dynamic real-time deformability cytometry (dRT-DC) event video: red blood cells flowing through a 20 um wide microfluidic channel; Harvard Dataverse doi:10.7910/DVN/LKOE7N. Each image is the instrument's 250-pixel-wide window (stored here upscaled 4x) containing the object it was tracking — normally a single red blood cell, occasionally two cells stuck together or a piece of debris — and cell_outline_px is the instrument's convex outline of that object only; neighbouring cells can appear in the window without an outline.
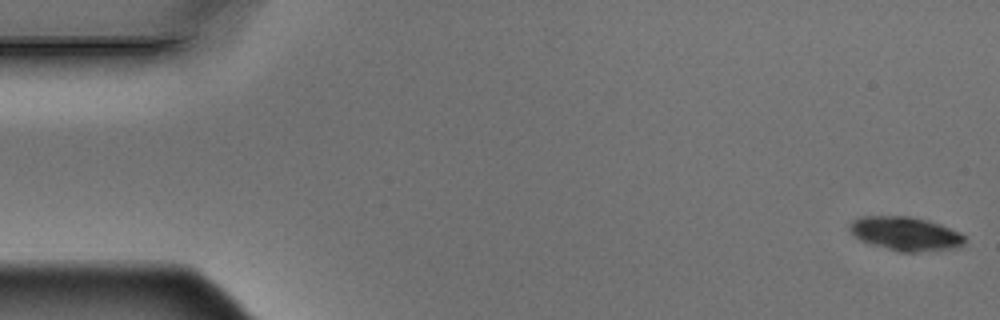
{"species": "Egyptian fruit bat (a non-hibernating species)", "species_latin": "Rousettus aegyptiacus", "temperature_condition": "warm", "stored_images_in_passage": 4, "camera_frame_rate_fps": 3000, "um_per_image_px": 0.085, "animal": {"sex": "male"}, "frame": {"image": 1, "passage_image": 1, "time_ms": 0.0, "image_size_px": [1000, 320], "cell_outline_px": [[964, 244], [960, 248], [916, 252], [904, 252], [872, 244], [860, 240], [848, 228], [852, 220], [860, 216], [908, 216], [928, 220], [940, 224], [960, 232], [964, 236]], "centroid_in_image_um": [77.0, 19.85], "position_along_channel_um": 8.0, "area_um2": 22.6}}
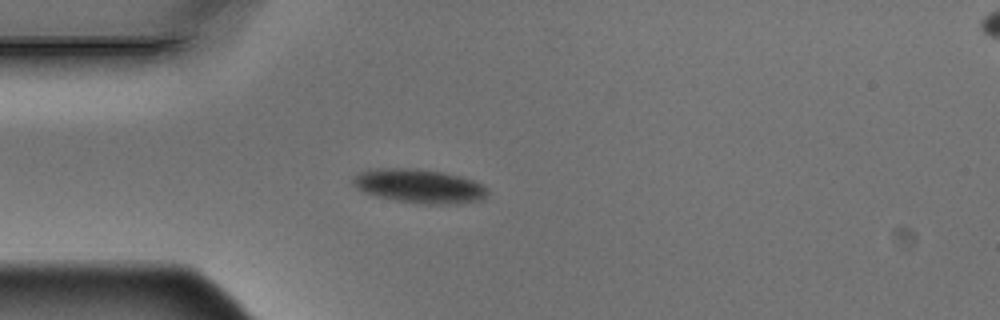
{"frame": {"image": 2, "passage_image": 4, "time_ms": 1.0, "image_size_px": [1000, 320], "cell_outline_px": [[488, 192], [480, 200], [460, 204], [424, 204], [396, 200], [376, 196], [364, 192], [356, 188], [352, 184], [352, 180], [360, 172], [380, 168], [416, 168], [440, 172], [460, 176], [484, 184], [488, 188]], "centroid_in_image_um": [35.66, 15.82], "position_along_channel_um": 49.3, "area_um2": 26.59}}